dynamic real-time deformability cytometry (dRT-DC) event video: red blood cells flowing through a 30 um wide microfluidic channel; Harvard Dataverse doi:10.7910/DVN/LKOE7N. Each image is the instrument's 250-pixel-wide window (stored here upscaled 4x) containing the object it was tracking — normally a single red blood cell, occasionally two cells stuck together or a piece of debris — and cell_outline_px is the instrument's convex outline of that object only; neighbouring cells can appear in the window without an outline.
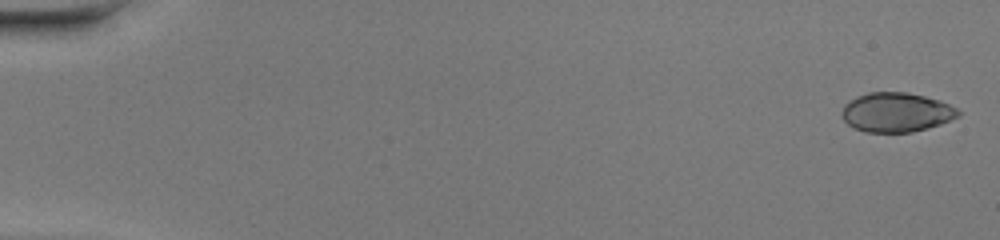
{"species": "common noctule bat (a hibernating species)", "species_latin": "Nyctalus noctula", "temperature_condition": "warm", "stored_images_in_passage": 48, "camera_frame_rate_fps": 3000, "um_per_image_px": 0.085, "animal": {"sex": "female", "body_mass_g": 20.0, "forearm_length_mm": 54.0}, "frame": {"image": 1, "passage_image": 1, "time_ms": 0.0, "image_size_px": [1000, 240], "cell_outline_px": [[960, 116], [940, 124], [928, 128], [912, 132], [864, 132], [852, 128], [840, 116], [840, 112], [844, 104], [856, 96], [868, 92], [908, 92], [940, 100], [956, 108], [960, 112]], "centroid_in_image_um": [76.15, 9.54], "position_along_channel_um": 8.9, "area_um2": 26.99}}
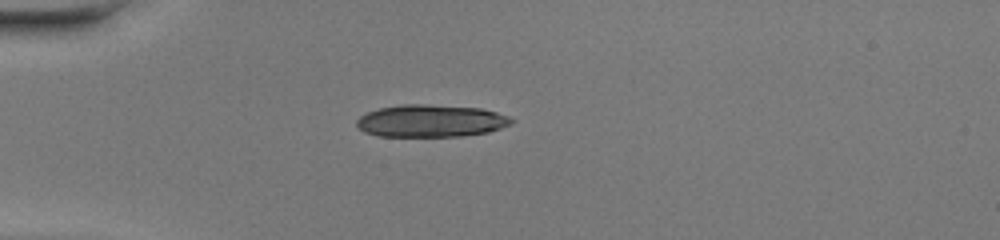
{"frame": {"image": 2, "passage_image": 14, "time_ms": 4.333, "image_size_px": [1000, 240], "cell_outline_px": [[516, 120], [512, 124], [488, 132], [460, 136], [376, 136], [364, 132], [356, 124], [356, 120], [360, 116], [368, 112], [380, 108], [400, 104], [420, 104], [480, 108], [496, 112], [508, 116]], "centroid_in_image_um": [36.62, 10.27], "position_along_channel_um": 48.4, "area_um2": 29.13}}